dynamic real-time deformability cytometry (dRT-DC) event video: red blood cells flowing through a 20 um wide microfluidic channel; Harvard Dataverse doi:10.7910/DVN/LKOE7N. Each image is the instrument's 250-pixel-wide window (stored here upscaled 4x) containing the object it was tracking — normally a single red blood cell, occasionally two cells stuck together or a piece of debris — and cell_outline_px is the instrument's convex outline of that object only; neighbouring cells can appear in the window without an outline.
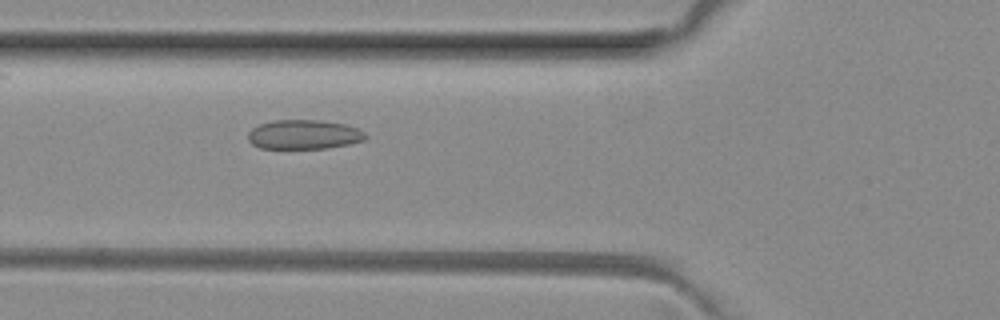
{"species": "common noctule bat (a hibernating species)", "species_latin": "Nyctalus noctula", "temperature_condition": "room temperature", "stored_images_in_passage": 51, "camera_frame_rate_fps": 3000, "um_per_image_px": 0.085, "animal": {"sex": "female", "body_mass_g": 29.2, "forearm_length_mm": 56.3}, "frame": {"image": 1, "passage_image": 19, "time_ms": 6.0, "image_size_px": [1000, 320], "cell_outline_px": [[368, 136], [364, 140], [348, 144], [328, 148], [260, 148], [252, 144], [248, 140], [248, 132], [252, 128], [260, 124], [272, 120], [320, 120], [344, 124], [356, 128], [364, 132]], "centroid_in_image_um": [25.81, 11.43], "position_along_channel_um": 100.0, "area_um2": 20.06}}
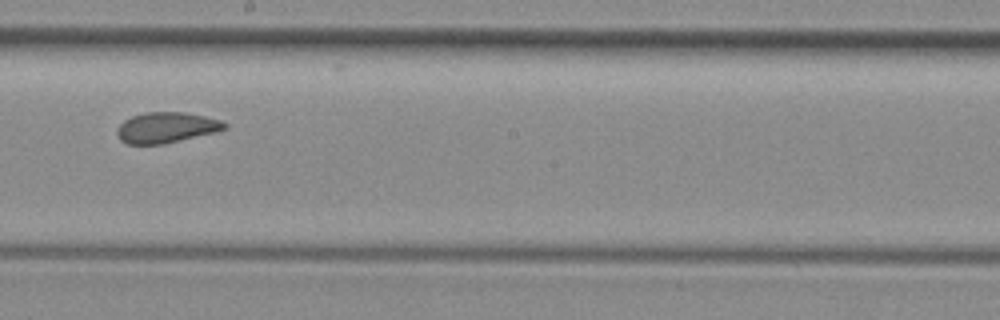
{"frame": {"image": 2, "passage_image": 29, "time_ms": 9.333, "image_size_px": [1000, 320], "cell_outline_px": [[228, 128], [216, 132], [164, 144], [128, 144], [120, 140], [116, 132], [120, 124], [124, 120], [132, 116], [144, 112], [184, 112], [204, 116], [220, 120], [228, 124]], "centroid_in_image_um": [14.14, 10.84], "position_along_channel_um": 234.1, "area_um2": 19.25}}
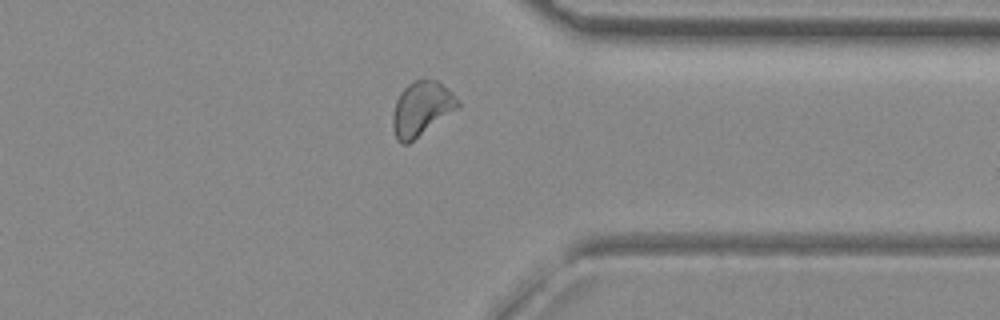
{"frame": {"image": 3, "passage_image": 40, "time_ms": 13.0, "image_size_px": [1000, 320], "cell_outline_px": [[460, 104], [456, 108], [408, 144], [404, 144], [396, 136], [392, 128], [392, 116], [396, 100], [400, 92], [408, 84], [416, 80], [436, 80], [448, 88], [460, 100]], "centroid_in_image_um": [35.81, 9.21], "position_along_channel_um": 375.6, "area_um2": 20.11}, "authors_computed_cell_mechanics": {"area_um2": 19.941, "velocity_mm_per_s": 4.022, "shape_relaxation_time_tau1_ms": null, "shape_relaxation_time_tau2_ms": 1.292, "deformation_change_tau1": null, "deformation_change_tau2": 0.0737}}